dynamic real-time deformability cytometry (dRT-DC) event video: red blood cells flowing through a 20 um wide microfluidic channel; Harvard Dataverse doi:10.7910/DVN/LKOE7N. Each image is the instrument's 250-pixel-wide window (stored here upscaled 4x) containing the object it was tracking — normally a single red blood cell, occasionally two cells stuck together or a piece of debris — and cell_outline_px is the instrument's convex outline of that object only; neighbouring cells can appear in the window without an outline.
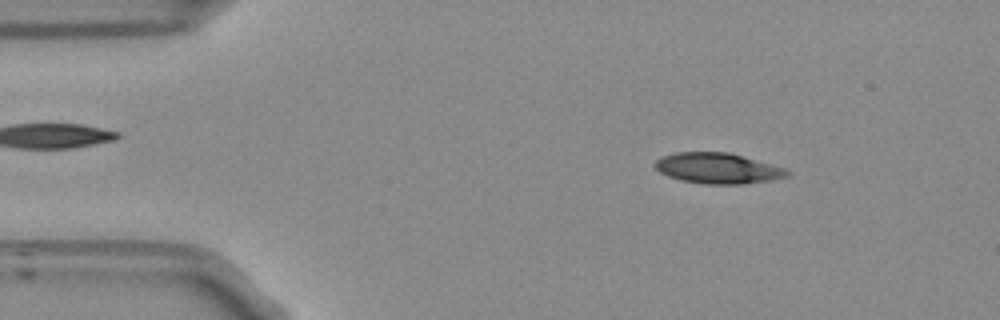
{"species": "Egyptian fruit bat (a non-hibernating species)", "species_latin": "Rousettus aegyptiacus", "temperature_condition": "room temperature", "stored_images_in_passage": 51, "camera_frame_rate_fps": 3000, "um_per_image_px": 0.085, "frame": {"image": 1, "passage_image": 6, "time_ms": 1.667, "image_size_px": [1000, 320], "cell_outline_px": [[792, 172], [788, 176], [768, 180], [744, 184], [704, 184], [680, 180], [668, 176], [660, 172], [652, 164], [656, 160], [664, 156], [676, 152], [728, 152], [784, 168]], "centroid_in_image_um": [60.98, 14.31], "position_along_channel_um": 24.0, "area_um2": 23.41}}
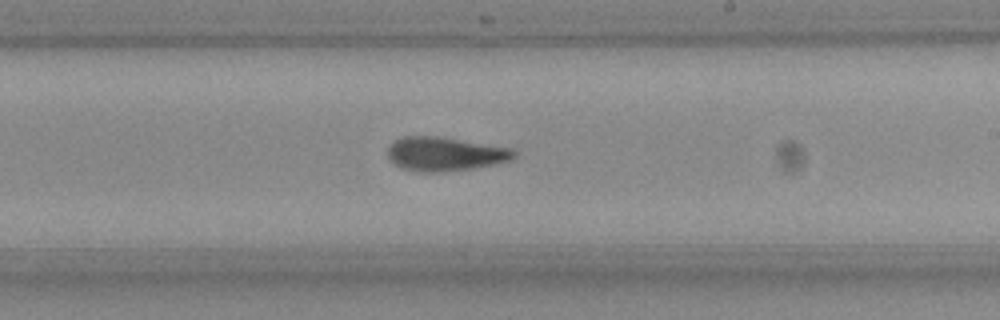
{"frame": {"image": 2, "passage_image": 29, "time_ms": 9.333, "image_size_px": [1000, 320], "cell_outline_px": [[516, 156], [508, 160], [492, 164], [472, 168], [440, 172], [416, 172], [400, 168], [388, 160], [388, 144], [392, 140], [404, 136], [436, 136], [508, 148], [516, 152]], "centroid_in_image_um": [37.69, 13.09], "position_along_channel_um": 251.3, "area_um2": 24.8}}
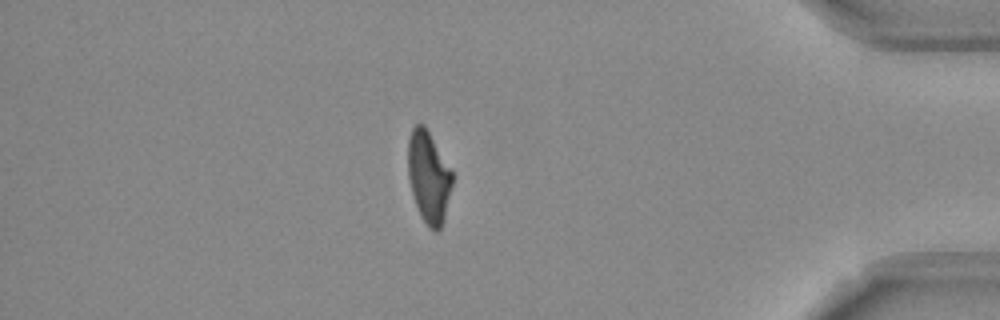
{"frame": {"image": 3, "passage_image": 44, "time_ms": 14.333, "image_size_px": [1000, 320], "cell_outline_px": [[452, 184], [444, 220], [440, 228], [436, 232], [428, 228], [420, 216], [412, 196], [408, 176], [408, 136], [412, 128], [416, 124], [424, 124], [452, 172]], "centroid_in_image_um": [36.41, 15.07], "position_along_channel_um": 398.8, "area_um2": 23.64}, "authors_computed_cell_mechanics": {"area_um2": 24.2182, "velocity_mm_per_s": 3.7869, "shape_relaxation_time_tau1_ms": 11.2446, "shape_relaxation_time_tau2_ms": 3.629, "deformation_change_tau1": 0.2898, "deformation_change_tau2": 0.1316}}